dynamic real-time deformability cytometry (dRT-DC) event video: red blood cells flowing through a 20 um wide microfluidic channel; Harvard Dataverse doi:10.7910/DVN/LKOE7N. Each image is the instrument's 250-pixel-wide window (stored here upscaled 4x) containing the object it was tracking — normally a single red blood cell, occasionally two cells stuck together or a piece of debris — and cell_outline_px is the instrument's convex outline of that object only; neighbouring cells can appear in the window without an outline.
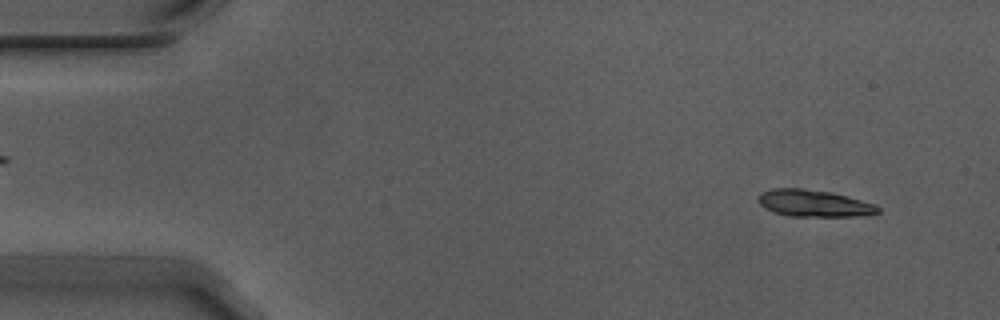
{"species": "Egyptian fruit bat (a non-hibernating species)", "species_latin": "Rousettus aegyptiacus", "temperature_condition": "warm", "stored_images_in_passage": 55, "camera_frame_rate_fps": 3000, "um_per_image_px": 0.085, "animal": {"sex": "male"}, "frame": {"image": 1, "passage_image": 4, "time_ms": 1.0, "image_size_px": [1000, 320], "cell_outline_px": [[880, 212], [864, 216], [792, 216], [776, 212], [764, 208], [760, 204], [756, 196], [760, 192], [772, 188], [800, 188], [832, 192], [848, 196], [876, 204], [880, 208]], "centroid_in_image_um": [69.19, 17.27], "position_along_channel_um": 15.8, "area_um2": 18.9}}
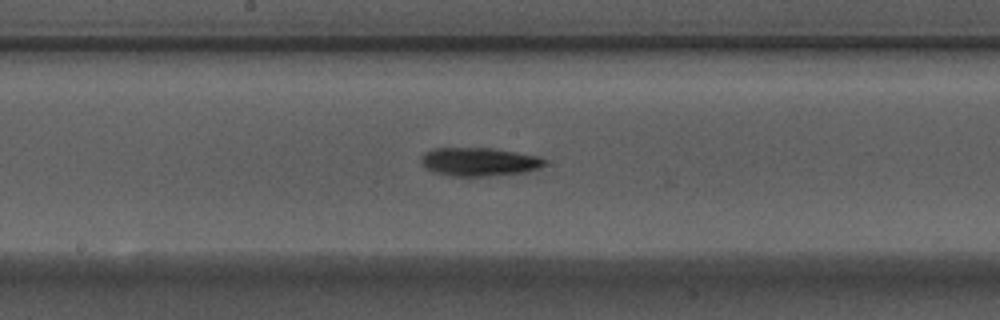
{"frame": {"image": 2, "passage_image": 28, "time_ms": 9.0, "image_size_px": [1000, 320], "cell_outline_px": [[548, 164], [524, 172], [484, 176], [448, 176], [432, 172], [420, 164], [420, 160], [424, 152], [432, 148], [492, 148], [540, 156]], "centroid_in_image_um": [40.67, 13.75], "position_along_channel_um": 207.5, "area_um2": 20.58}}
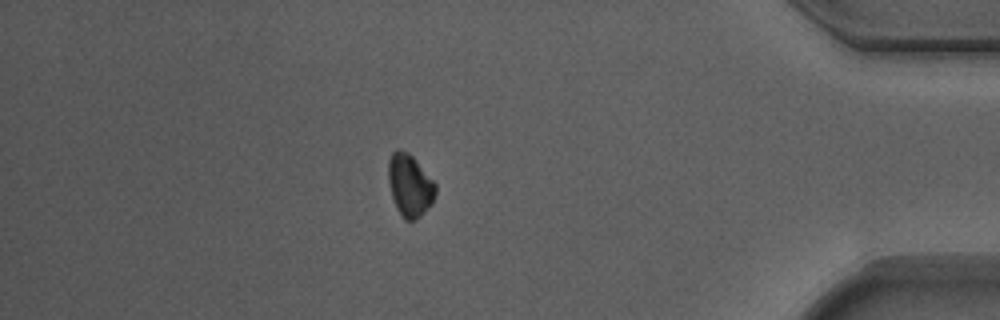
{"frame": {"image": 3, "passage_image": 47, "time_ms": 15.333, "image_size_px": [1000, 320], "cell_outline_px": [[436, 192], [432, 204], [420, 216], [412, 220], [404, 220], [396, 208], [392, 196], [388, 180], [388, 160], [392, 152], [396, 148], [400, 148], [408, 152], [416, 160], [436, 184]], "centroid_in_image_um": [34.82, 15.73], "position_along_channel_um": 400.4, "area_um2": 17.22}, "authors_computed_cell_mechanics": {"area_um2": 18.9584, "velocity_mm_per_s": 3.7216, "shape_relaxation_time_tau1_ms": 4.1656, "shape_relaxation_time_tau2_ms": null, "deformation_change_tau1": 0.1367, "deformation_change_tau2": null}}